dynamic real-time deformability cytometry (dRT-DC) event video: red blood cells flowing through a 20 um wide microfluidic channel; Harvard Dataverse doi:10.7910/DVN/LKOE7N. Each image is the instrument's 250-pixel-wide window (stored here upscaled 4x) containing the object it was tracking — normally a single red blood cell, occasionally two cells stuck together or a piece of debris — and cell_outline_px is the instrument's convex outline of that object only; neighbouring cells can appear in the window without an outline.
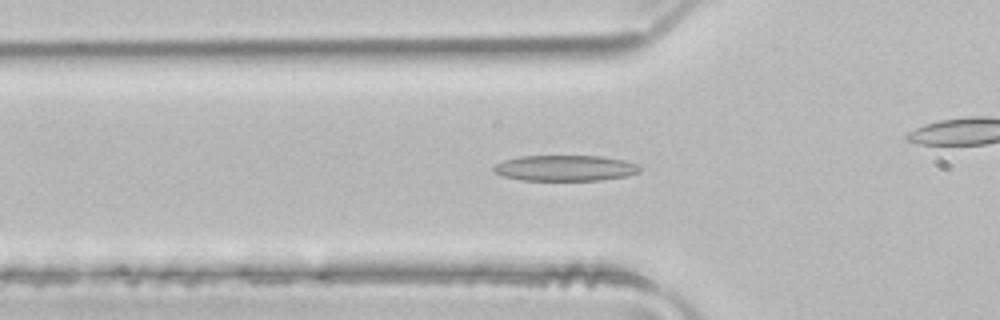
{"species": "common noctule bat (a hibernating species)", "species_latin": "Nyctalus noctula", "temperature_condition": "room temperature", "stored_images_in_passage": 40, "camera_frame_rate_fps": 3000, "um_per_image_px": 0.085, "animal": {"sex": "male", "body_mass_g": 21.5, "forearm_length_mm": 52.0}, "frame": {"image": 1, "passage_image": 16, "time_ms": 5.0, "image_size_px": [1000, 320], "cell_outline_px": [[640, 172], [628, 176], [600, 180], [520, 180], [504, 176], [492, 172], [492, 168], [496, 164], [504, 160], [520, 156], [600, 156], [624, 160], [636, 164], [640, 168]], "centroid_in_image_um": [48.02, 14.29], "position_along_channel_um": 77.8, "area_um2": 21.96}}
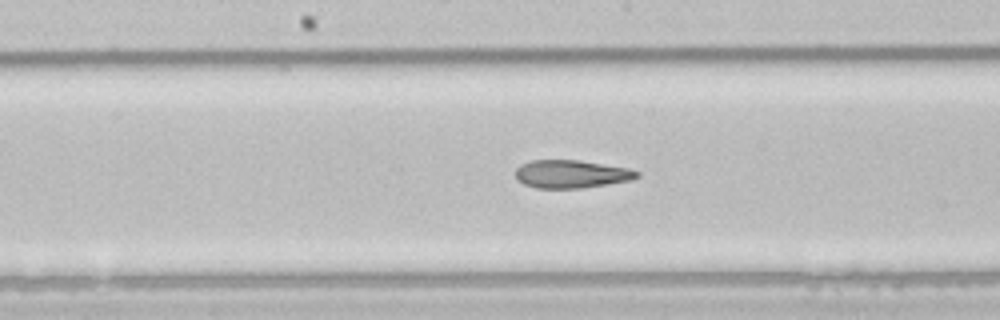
{"frame": {"image": 2, "passage_image": 25, "time_ms": 8.0, "image_size_px": [1000, 320], "cell_outline_px": [[640, 176], [632, 180], [580, 188], [536, 188], [524, 184], [516, 180], [516, 168], [520, 164], [532, 160], [580, 160], [628, 168], [640, 172]], "centroid_in_image_um": [48.55, 14.79], "position_along_channel_um": 199.7, "area_um2": 19.88}}
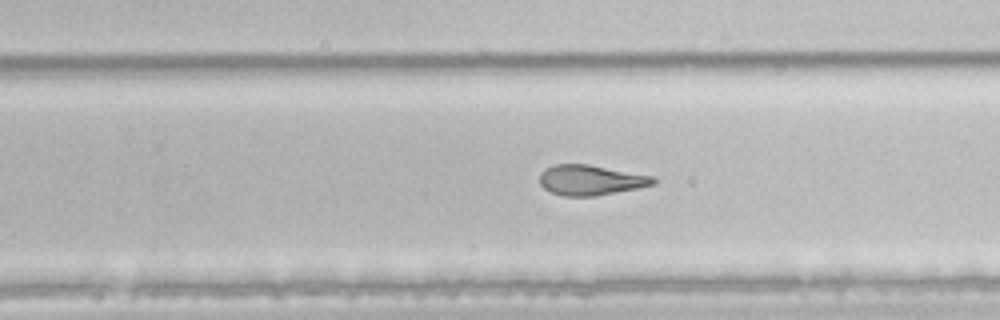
{"frame": {"image": 3, "passage_image": 31, "time_ms": 10.0, "image_size_px": [1000, 320], "cell_outline_px": [[656, 184], [596, 196], [564, 196], [552, 192], [544, 188], [540, 184], [540, 172], [556, 164], [588, 164], [652, 176], [656, 180]], "centroid_in_image_um": [50.2, 15.31], "position_along_channel_um": 279.6, "area_um2": 19.77}}